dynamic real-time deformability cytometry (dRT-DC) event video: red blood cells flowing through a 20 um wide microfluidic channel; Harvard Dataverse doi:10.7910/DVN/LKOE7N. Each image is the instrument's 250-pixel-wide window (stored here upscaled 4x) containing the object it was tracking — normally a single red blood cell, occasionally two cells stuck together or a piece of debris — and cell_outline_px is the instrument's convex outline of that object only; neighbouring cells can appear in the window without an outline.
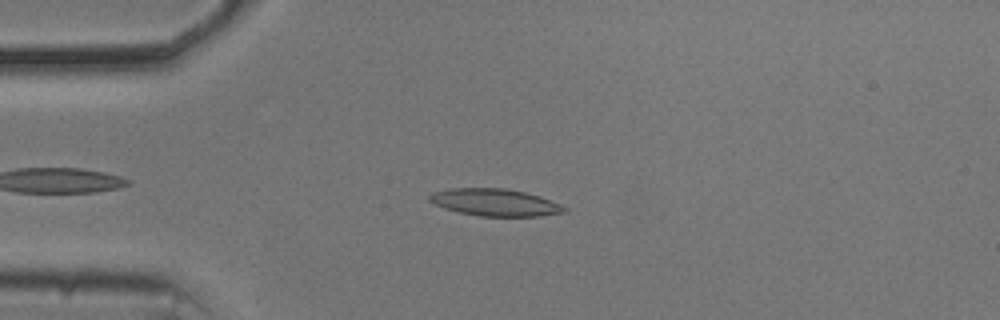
{"species": "common noctule bat (a hibernating species)", "species_latin": "Nyctalus noctula", "temperature_condition": "cold", "stored_images_in_passage": 40, "camera_frame_rate_fps": 3000, "um_per_image_px": 0.085, "animal": {"sex": "male", "body_mass_g": 20.5, "forearm_length_mm": 52.5}, "frame": {"image": 1, "passage_image": 5, "time_ms": 1.333, "image_size_px": [1000, 320], "cell_outline_px": [[568, 212], [540, 216], [480, 216], [460, 212], [444, 208], [428, 200], [428, 196], [432, 192], [448, 188], [504, 188], [524, 192], [540, 196], [560, 204], [568, 208]], "centroid_in_image_um": [42.09, 17.2], "position_along_channel_um": 42.9, "area_um2": 21.39}}
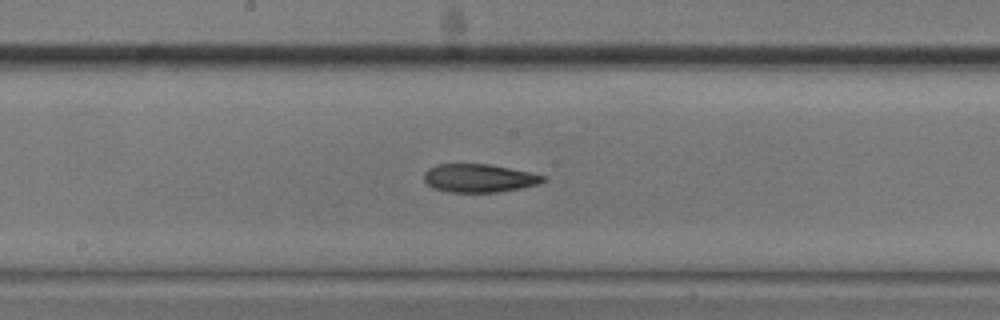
{"frame": {"image": 2, "passage_image": 20, "time_ms": 6.333, "image_size_px": [1000, 320], "cell_outline_px": [[548, 176], [544, 180], [536, 184], [520, 188], [496, 192], [448, 192], [432, 188], [424, 180], [424, 172], [428, 168], [436, 164], [488, 164], [532, 172]], "centroid_in_image_um": [40.7, 15.13], "position_along_channel_um": 207.5, "area_um2": 19.65}}
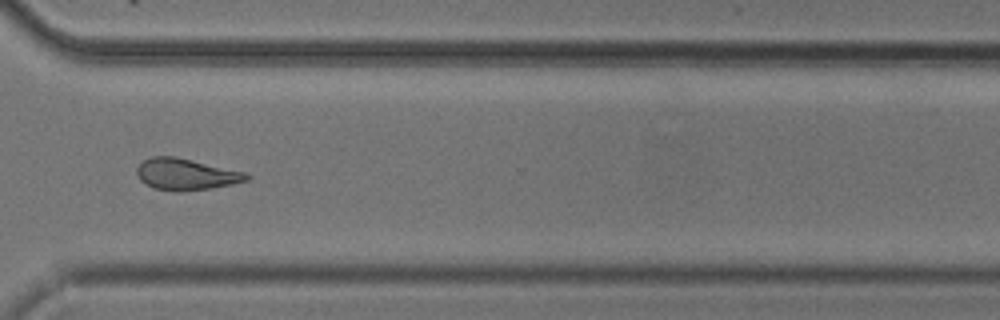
{"frame": {"image": 3, "passage_image": 32, "time_ms": 10.333, "image_size_px": [1000, 320], "cell_outline_px": [[252, 176], [248, 180], [232, 184], [212, 188], [180, 192], [172, 192], [152, 188], [140, 180], [136, 172], [136, 168], [144, 160], [152, 156], [176, 156], [248, 172]], "centroid_in_image_um": [15.84, 14.82], "position_along_channel_um": 354.8, "area_um2": 20.58}, "authors_computed_cell_mechanics": {"area_um2": 20.0277, "velocity_mm_per_s": 3.692, "shape_relaxation_time_tau1_ms": 7.1613, "shape_relaxation_time_tau2_ms": 2.5274, "deformation_change_tau1": 0.1878, "deformation_change_tau2": 0.0977}}